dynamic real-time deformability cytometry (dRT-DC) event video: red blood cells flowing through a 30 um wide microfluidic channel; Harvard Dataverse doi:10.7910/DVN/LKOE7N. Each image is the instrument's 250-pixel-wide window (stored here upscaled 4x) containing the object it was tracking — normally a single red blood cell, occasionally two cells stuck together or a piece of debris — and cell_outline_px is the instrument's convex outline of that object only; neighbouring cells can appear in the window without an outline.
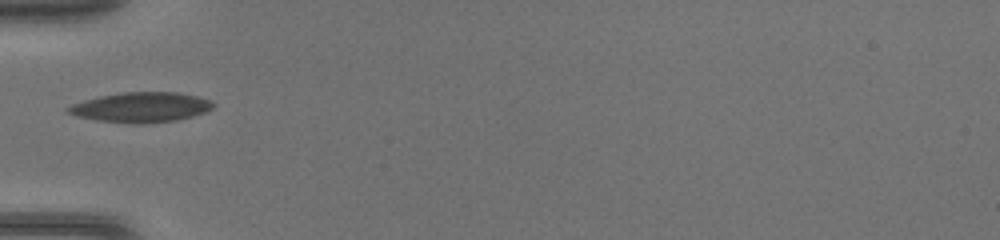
{"species": "common noctule bat (a hibernating species)", "species_latin": "Nyctalus noctula", "temperature_condition": "warm", "stored_images_in_passage": 10, "camera_frame_rate_fps": 3000, "um_per_image_px": 0.085, "animal": {"sex": "female", "body_mass_g": 17.0, "forearm_length_mm": 48.0}, "frame": {"image": 1, "passage_image": 1, "time_ms": 0.0, "image_size_px": [1000, 240], "cell_outline_px": [[216, 104], [212, 108], [204, 112], [192, 116], [176, 120], [140, 124], [136, 124], [96, 120], [76, 116], [64, 112], [64, 108], [72, 104], [84, 100], [100, 96], [124, 92], [176, 92], [196, 96], [212, 100]], "centroid_in_image_um": [11.95, 9.12], "position_along_channel_um": 73.0, "area_um2": 25.43}}
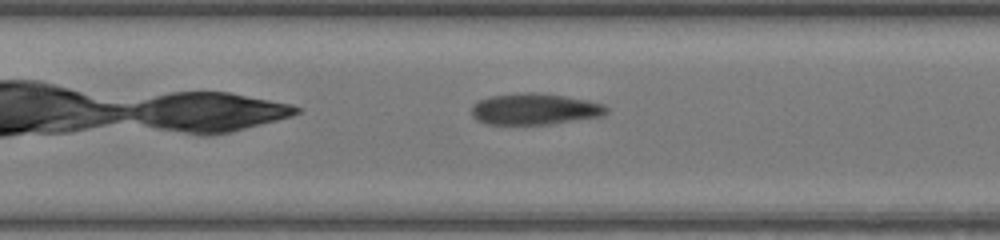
{"frame": {"image": 2, "passage_image": 7, "time_ms": 2.0, "image_size_px": [1000, 240], "cell_outline_px": [[608, 112], [604, 116], [552, 124], [484, 124], [476, 120], [472, 116], [472, 104], [488, 96], [528, 92], [536, 92], [564, 96], [588, 100], [604, 104], [608, 108]], "centroid_in_image_um": [45.46, 9.27], "position_along_channel_um": 161.9, "area_um2": 24.85}}
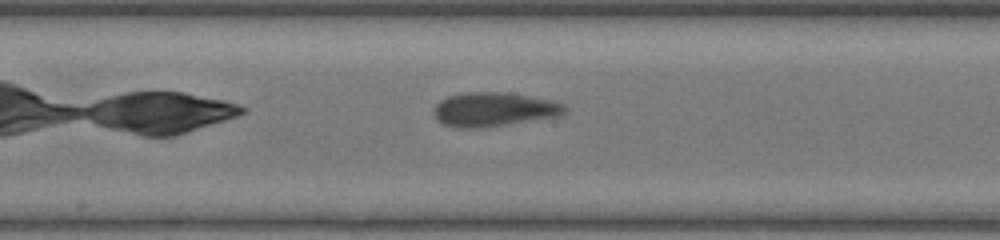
{"frame": {"image": 3, "passage_image": 10, "time_ms": 3.0, "image_size_px": [1000, 240], "cell_outline_px": [[568, 112], [560, 116], [480, 128], [460, 128], [444, 124], [436, 120], [432, 112], [432, 108], [440, 100], [448, 96], [468, 92], [508, 92], [548, 100], [564, 104], [568, 108]], "centroid_in_image_um": [41.96, 9.3], "position_along_channel_um": 206.2, "area_um2": 26.13}}